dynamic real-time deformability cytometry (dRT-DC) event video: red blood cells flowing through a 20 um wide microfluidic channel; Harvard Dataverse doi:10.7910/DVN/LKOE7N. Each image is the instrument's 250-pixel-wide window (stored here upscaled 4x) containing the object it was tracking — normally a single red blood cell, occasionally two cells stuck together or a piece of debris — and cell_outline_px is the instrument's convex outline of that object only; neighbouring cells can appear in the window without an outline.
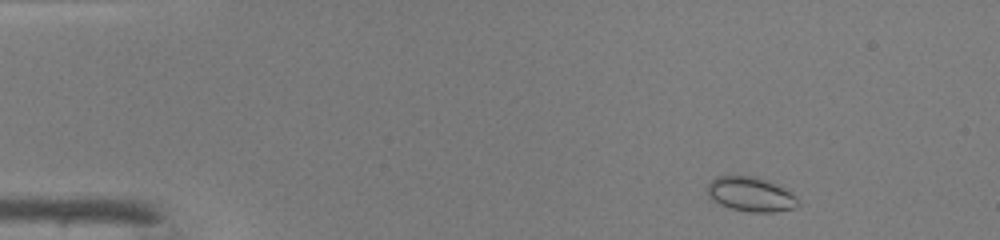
{"species": "common noctule bat (a hibernating species)", "species_latin": "Nyctalus noctula", "temperature_condition": "warm", "stored_images_in_passage": 45, "camera_frame_rate_fps": 3000, "um_per_image_px": 0.085, "animal": {"sex": "male", "body_mass_g": 19.0, "forearm_length_mm": 50.8}, "frame": {"image": 1, "passage_image": 3, "time_ms": 0.667, "image_size_px": [1000, 240], "cell_outline_px": [[800, 204], [796, 208], [776, 212], [752, 212], [732, 208], [720, 204], [712, 200], [708, 196], [708, 184], [716, 176], [756, 176], [776, 184], [784, 188], [796, 196]], "centroid_in_image_um": [63.84, 16.52], "position_along_channel_um": 21.2, "area_um2": 18.21}}
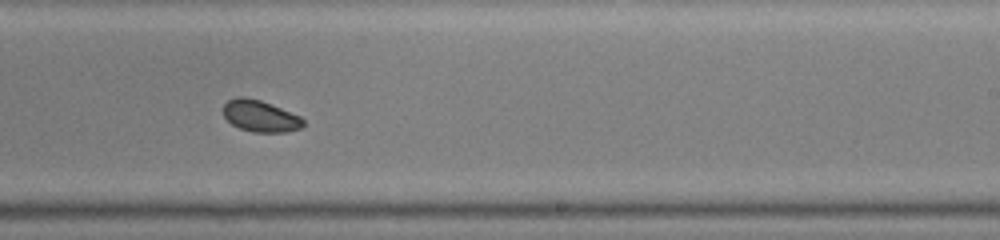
{"frame": {"image": 2, "passage_image": 27, "time_ms": 8.667, "image_size_px": [1000, 240], "cell_outline_px": [[304, 128], [288, 132], [252, 132], [240, 128], [232, 124], [224, 116], [224, 104], [228, 100], [236, 96], [244, 96], [260, 100], [300, 116], [304, 120]], "centroid_in_image_um": [22.14, 9.87], "position_along_channel_um": 266.9, "area_um2": 14.74}}
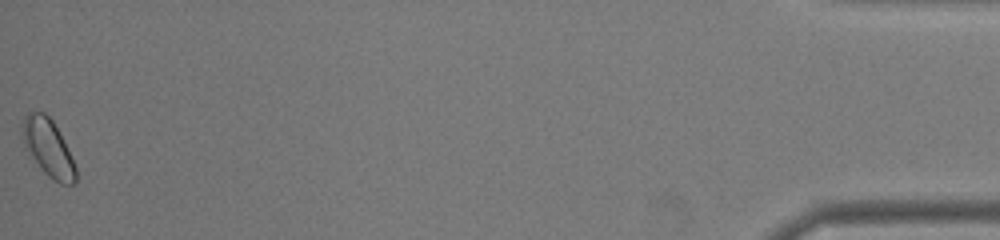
{"frame": {"image": 3, "passage_image": 45, "time_ms": 14.667, "image_size_px": [1000, 240], "cell_outline_px": [[76, 180], [72, 184], [60, 184], [48, 176], [40, 168], [24, 144], [20, 132], [24, 116], [28, 112], [44, 112], [52, 120], [76, 168]], "centroid_in_image_um": [4.06, 12.55], "position_along_channel_um": 431.1, "area_um2": 17.28}, "authors_computed_cell_mechanics": {"area_um2": 15.5482, "velocity_mm_per_s": 4.2518, "shape_relaxation_time_tau1_ms": 1.8753, "shape_relaxation_time_tau2_ms": 9.0624, "deformation_change_tau1": 0.0415, "deformation_change_tau2": 0.073}}